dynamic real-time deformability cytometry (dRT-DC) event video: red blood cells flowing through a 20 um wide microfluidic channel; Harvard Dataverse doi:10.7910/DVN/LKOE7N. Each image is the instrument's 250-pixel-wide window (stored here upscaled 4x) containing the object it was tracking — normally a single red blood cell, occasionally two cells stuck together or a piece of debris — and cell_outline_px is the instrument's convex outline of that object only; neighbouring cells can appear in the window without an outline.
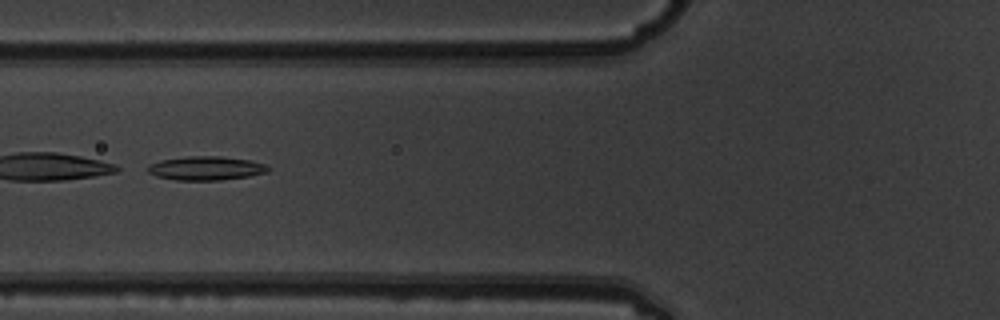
{"species": "common noctule bat (a hibernating species)", "species_latin": "Nyctalus noctula", "temperature_condition": "warm", "stored_images_in_passage": 8, "camera_frame_rate_fps": 3000, "um_per_image_px": 0.085, "animal": {"sex": "male", "body_mass_g": 19.5, "forearm_length_mm": 54.6}, "frame": {"image": 1, "passage_image": 6, "time_ms": 1.667, "image_size_px": [1000, 320], "cell_outline_px": [[268, 172], [248, 176], [220, 180], [176, 180], [156, 176], [148, 172], [148, 164], [160, 160], [188, 156], [220, 156], [252, 160], [264, 164], [268, 168]], "centroid_in_image_um": [17.48, 14.29], "position_along_channel_um": 108.3, "area_um2": 16.7}}
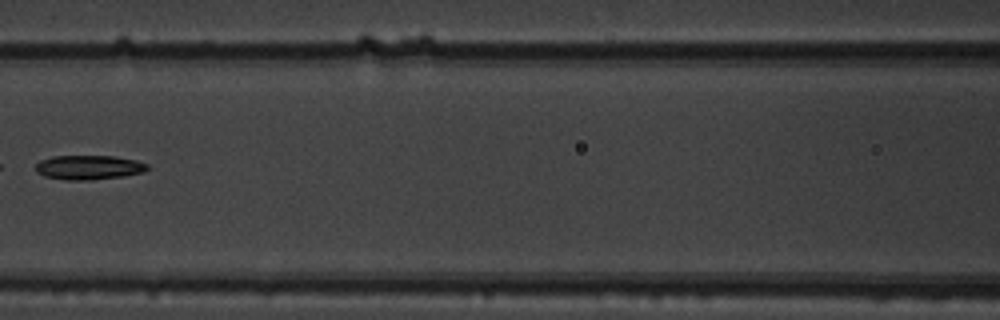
{"frame": {"image": 2, "passage_image": 7, "time_ms": 2.0, "image_size_px": [1000, 320], "cell_outline_px": [[148, 168], [144, 172], [124, 176], [88, 180], [68, 180], [44, 176], [36, 172], [36, 164], [40, 160], [52, 156], [116, 156], [136, 160], [148, 164]], "centroid_in_image_um": [7.55, 14.22], "position_along_channel_um": 159.1, "area_um2": 15.9}}
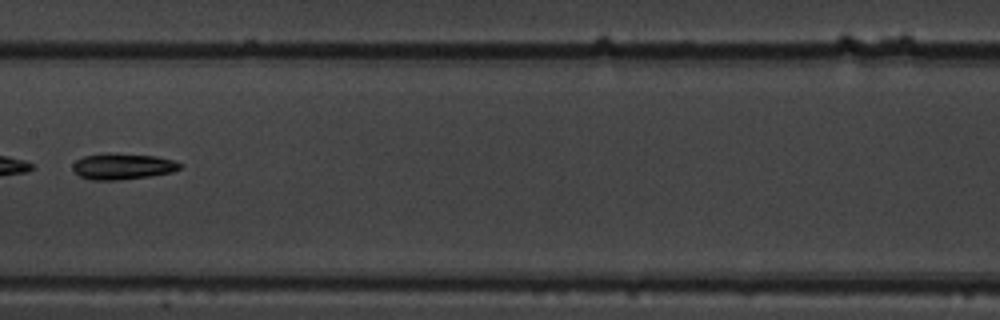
{"frame": {"image": 3, "passage_image": 8, "time_ms": 2.333, "image_size_px": [1000, 320], "cell_outline_px": [[180, 168], [172, 172], [148, 176], [120, 180], [92, 180], [80, 176], [72, 168], [72, 164], [76, 160], [84, 156], [108, 152], [112, 152], [156, 156], [172, 160], [180, 164]], "centroid_in_image_um": [10.38, 14.13], "position_along_channel_um": 197.0, "area_um2": 16.3}}